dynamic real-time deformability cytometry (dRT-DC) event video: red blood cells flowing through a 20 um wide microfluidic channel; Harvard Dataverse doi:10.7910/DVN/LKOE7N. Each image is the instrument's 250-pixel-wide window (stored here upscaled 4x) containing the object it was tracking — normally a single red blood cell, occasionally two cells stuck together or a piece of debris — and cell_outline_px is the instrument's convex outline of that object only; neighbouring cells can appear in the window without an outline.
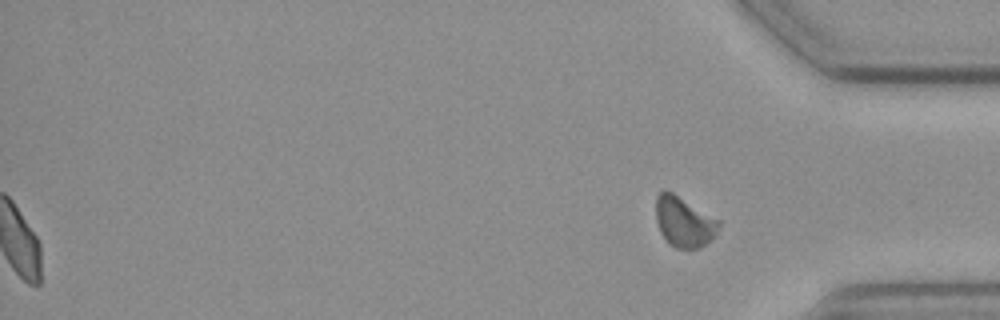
{"species": "common noctule bat (a hibernating species)", "species_latin": "Nyctalus noctula", "temperature_condition": "cold", "stored_images_in_passage": 54, "segment_of_instrument_passage": [2, 2], "camera_frame_rate_fps": 3000, "um_per_image_px": 0.085, "animal": {"sex": "female", "body_mass_g": 19.3, "forearm_length_mm": 54.1}, "frame": {"image": 1, "passage_image": 54, "time_ms": 17.667, "image_size_px": [1000, 320], "cell_outline_px": [[720, 224], [712, 240], [700, 248], [676, 248], [668, 244], [660, 232], [656, 220], [656, 196], [660, 192], [672, 192], [720, 220]], "centroid_in_image_um": [58.14, 18.88], "position_along_channel_um": 377.1, "area_um2": 18.38}}